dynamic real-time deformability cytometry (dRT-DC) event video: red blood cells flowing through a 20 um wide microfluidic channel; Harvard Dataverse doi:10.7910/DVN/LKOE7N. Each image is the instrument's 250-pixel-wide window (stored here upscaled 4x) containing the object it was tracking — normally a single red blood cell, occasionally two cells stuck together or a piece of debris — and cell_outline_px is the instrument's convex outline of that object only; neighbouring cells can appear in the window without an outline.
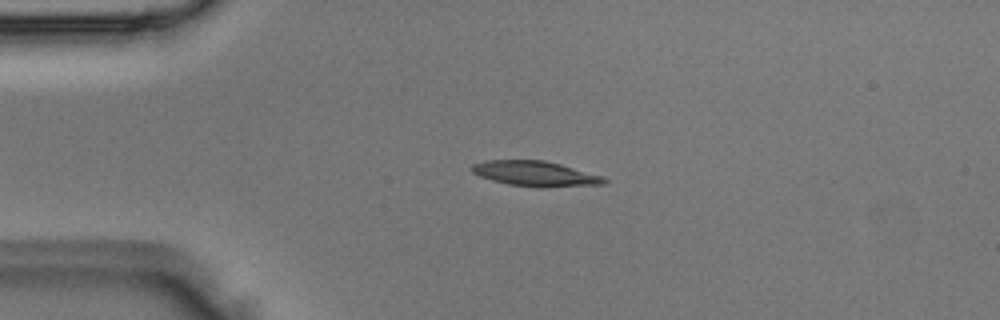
{"species": "Egyptian fruit bat (a non-hibernating species)", "species_latin": "Rousettus aegyptiacus", "temperature_condition": "room temperature", "stored_images_in_passage": 5, "camera_frame_rate_fps": 3000, "um_per_image_px": 0.085, "animal": {"sex": "male"}, "frame": {"image": 1, "passage_image": 3, "time_ms": 0.667, "image_size_px": [1000, 320], "cell_outline_px": [[608, 180], [604, 184], [508, 184], [492, 180], [480, 176], [472, 172], [468, 168], [472, 164], [484, 160], [544, 160], [560, 164], [604, 176]], "centroid_in_image_um": [45.38, 14.69], "position_along_channel_um": 39.6, "area_um2": 18.21}}
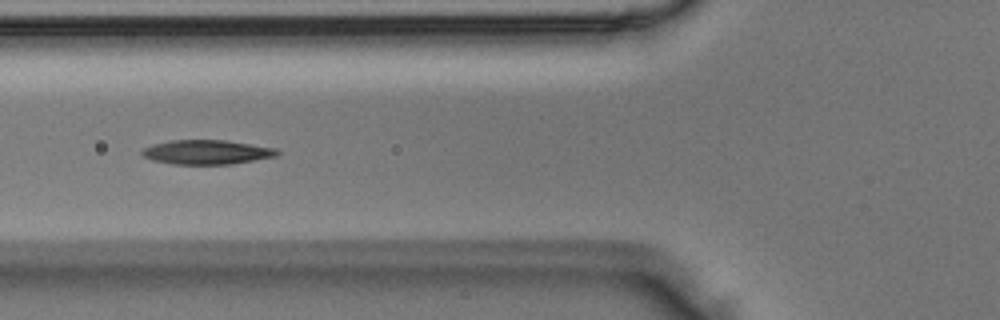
{"frame": {"image": 2, "passage_image": 5, "time_ms": 1.333, "image_size_px": [1000, 320], "cell_outline_px": [[280, 152], [276, 156], [232, 164], [172, 164], [152, 160], [144, 156], [140, 152], [144, 148], [152, 144], [172, 140], [224, 140], [252, 144], [276, 148]], "centroid_in_image_um": [17.57, 12.93], "position_along_channel_um": 108.2, "area_um2": 19.13}}